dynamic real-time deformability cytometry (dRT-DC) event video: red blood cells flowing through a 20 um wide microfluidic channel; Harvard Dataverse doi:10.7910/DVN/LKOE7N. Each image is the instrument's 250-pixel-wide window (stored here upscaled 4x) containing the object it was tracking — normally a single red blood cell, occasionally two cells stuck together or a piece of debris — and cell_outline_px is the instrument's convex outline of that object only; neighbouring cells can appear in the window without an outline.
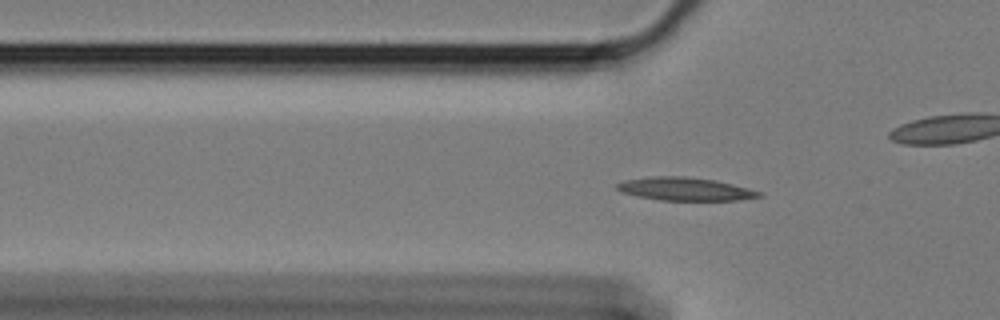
{"species": "Egyptian fruit bat (a non-hibernating species)", "species_latin": "Rousettus aegyptiacus", "temperature_condition": "cold", "stored_images_in_passage": 58, "camera_frame_rate_fps": 3000, "um_per_image_px": 0.085, "animal": {"sex": "female"}, "frame": {"image": 1, "passage_image": 17, "time_ms": 5.333, "image_size_px": [1000, 320], "cell_outline_px": [[764, 196], [736, 200], [660, 200], [636, 196], [620, 192], [616, 188], [616, 184], [624, 180], [652, 176], [684, 176], [712, 180], [732, 184], [764, 192]], "centroid_in_image_um": [58.21, 16.07], "position_along_channel_um": 67.6, "area_um2": 19.13}}
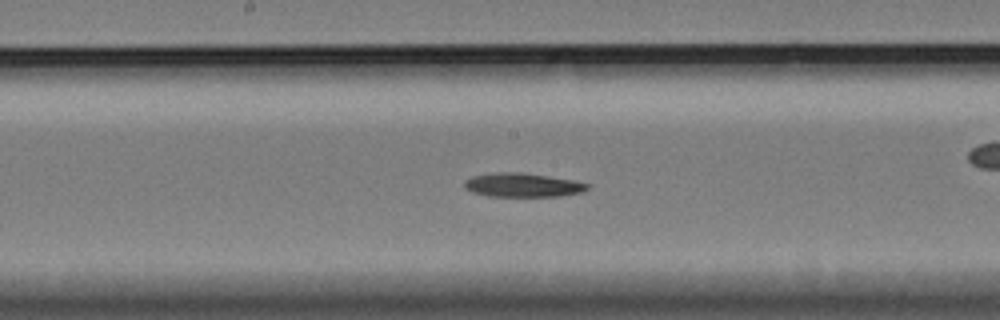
{"frame": {"image": 2, "passage_image": 29, "time_ms": 9.333, "image_size_px": [1000, 320], "cell_outline_px": [[588, 188], [584, 192], [560, 196], [488, 196], [472, 192], [464, 188], [464, 180], [472, 176], [492, 172], [524, 172], [576, 180], [588, 184]], "centroid_in_image_um": [44.42, 15.72], "position_along_channel_um": 203.8, "area_um2": 17.4}}
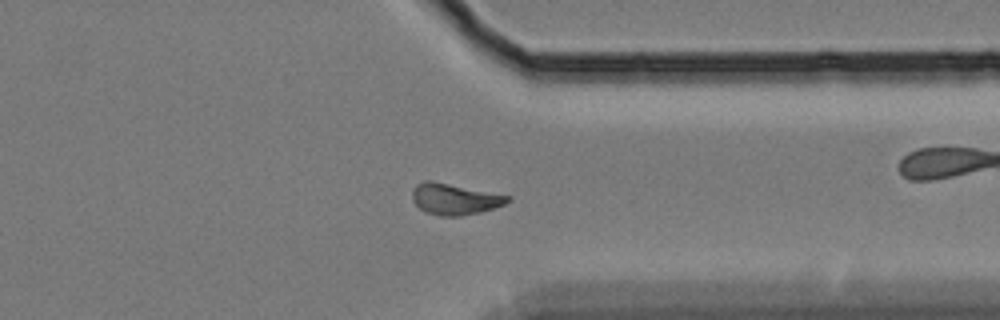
{"frame": {"image": 3, "passage_image": 44, "time_ms": 14.333, "image_size_px": [1000, 320], "cell_outline_px": [[512, 196], [504, 204], [480, 212], [460, 216], [440, 216], [424, 212], [412, 200], [412, 192], [416, 184], [424, 180], [432, 180]], "centroid_in_image_um": [38.61, 16.91], "position_along_channel_um": 372.8, "area_um2": 17.34}, "authors_computed_cell_mechanics": {"area_um2": 17.3978, "velocity_mm_per_s": 3.4057, "shape_relaxation_time_tau1_ms": 5.6446, "shape_relaxation_time_tau2_ms": null, "deformation_change_tau1": 0.1234, "deformation_change_tau2": null}}